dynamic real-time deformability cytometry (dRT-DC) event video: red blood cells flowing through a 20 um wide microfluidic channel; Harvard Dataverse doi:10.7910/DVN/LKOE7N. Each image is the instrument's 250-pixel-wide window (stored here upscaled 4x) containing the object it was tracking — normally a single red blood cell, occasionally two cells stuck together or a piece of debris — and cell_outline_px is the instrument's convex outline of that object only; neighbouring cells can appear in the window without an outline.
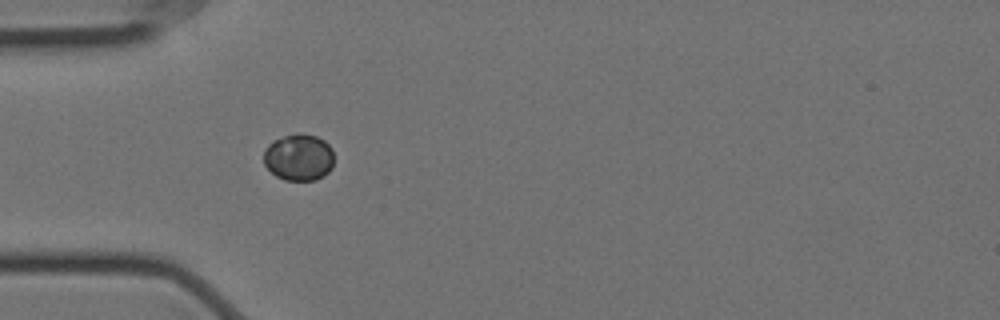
{"species": "Egyptian fruit bat (a non-hibernating species)", "species_latin": "Rousettus aegyptiacus", "temperature_condition": "cold", "stored_images_in_passage": 4, "camera_frame_rate_fps": 3000, "um_per_image_px": 0.085, "animal": {"sex": "female"}, "frame": {"image": 1, "passage_image": 3, "time_ms": 0.667, "image_size_px": [1000, 320], "cell_outline_px": [[332, 168], [324, 176], [316, 180], [284, 180], [276, 176], [264, 164], [264, 148], [272, 140], [296, 132], [300, 132], [316, 136], [324, 140], [332, 148]], "centroid_in_image_um": [25.38, 13.36], "position_along_channel_um": 59.6, "area_um2": 19.36}}
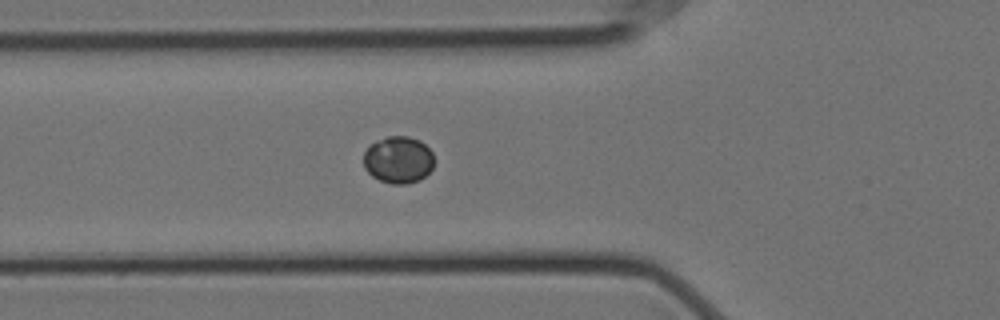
{"frame": {"image": 2, "passage_image": 4, "time_ms": 1.0, "image_size_px": [1000, 320], "cell_outline_px": [[432, 168], [420, 180], [408, 184], [392, 184], [380, 180], [372, 176], [364, 168], [364, 152], [376, 140], [388, 136], [408, 136], [420, 140], [432, 152]], "centroid_in_image_um": [33.84, 13.58], "position_along_channel_um": 92.0, "area_um2": 19.25}}